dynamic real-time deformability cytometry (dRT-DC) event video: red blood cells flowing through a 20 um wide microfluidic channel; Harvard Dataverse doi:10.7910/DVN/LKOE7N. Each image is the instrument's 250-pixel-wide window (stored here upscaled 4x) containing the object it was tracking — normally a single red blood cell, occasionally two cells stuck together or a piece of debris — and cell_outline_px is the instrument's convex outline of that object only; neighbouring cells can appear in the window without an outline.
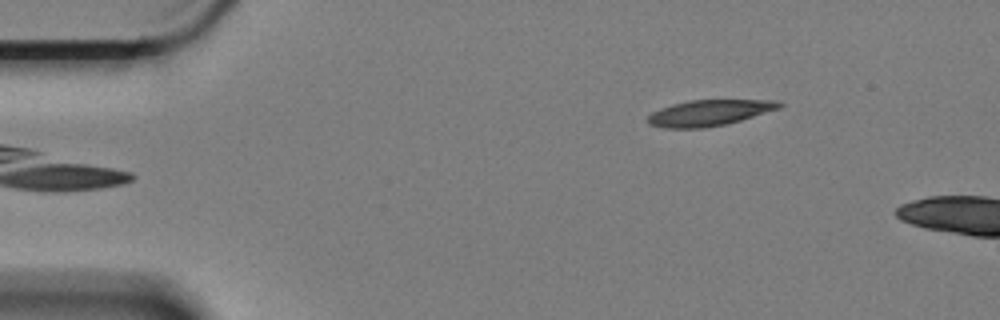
{"species": "Egyptian fruit bat (a non-hibernating species)", "species_latin": "Rousettus aegyptiacus", "temperature_condition": "cold", "stored_images_in_passage": 2, "camera_frame_rate_fps": 3000, "um_per_image_px": 0.085, "animal": {"sex": "female"}, "frame": {"image": 1, "passage_image": 2, "time_ms": 0.333, "image_size_px": [1000, 320], "cell_outline_px": [[784, 104], [780, 108], [740, 120], [724, 124], [700, 128], [664, 128], [648, 124], [648, 116], [652, 112], [660, 108], [672, 104], [688, 100], [780, 100]], "centroid_in_image_um": [60.28, 9.58], "position_along_channel_um": 24.7, "area_um2": 19.77}}